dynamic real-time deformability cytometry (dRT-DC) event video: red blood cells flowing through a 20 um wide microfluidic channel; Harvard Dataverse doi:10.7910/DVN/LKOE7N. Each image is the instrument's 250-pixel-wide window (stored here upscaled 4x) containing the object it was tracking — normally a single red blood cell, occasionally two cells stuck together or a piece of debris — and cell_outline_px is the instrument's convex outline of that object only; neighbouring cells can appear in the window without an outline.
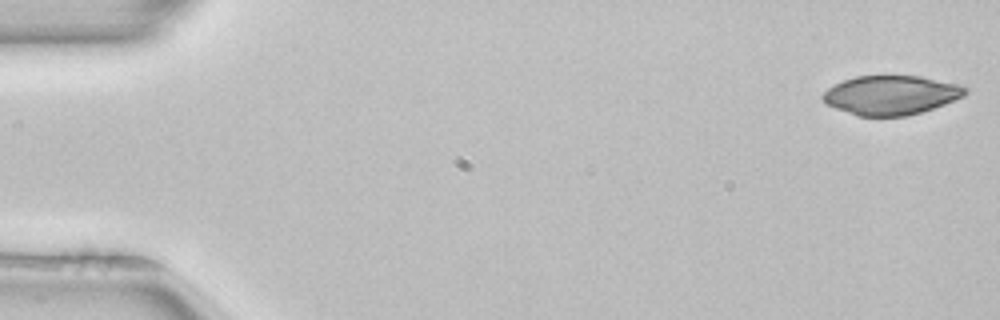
{"species": "common noctule bat (a hibernating species)", "species_latin": "Nyctalus noctula", "temperature_condition": "room temperature", "stored_images_in_passage": 15, "camera_frame_rate_fps": 3000, "um_per_image_px": 0.085, "animal": {"sex": "female", "body_mass_g": 22.7, "forearm_length_mm": 54.2}, "frame": {"image": 1, "passage_image": 1, "time_ms": 0.0, "image_size_px": [1000, 320], "cell_outline_px": [[968, 92], [964, 96], [944, 104], [908, 116], [860, 116], [824, 104], [820, 96], [828, 88], [844, 80], [856, 76], [920, 76], [956, 84], [968, 88]], "centroid_in_image_um": [75.71, 8.08], "position_along_channel_um": 9.3, "area_um2": 32.31}}